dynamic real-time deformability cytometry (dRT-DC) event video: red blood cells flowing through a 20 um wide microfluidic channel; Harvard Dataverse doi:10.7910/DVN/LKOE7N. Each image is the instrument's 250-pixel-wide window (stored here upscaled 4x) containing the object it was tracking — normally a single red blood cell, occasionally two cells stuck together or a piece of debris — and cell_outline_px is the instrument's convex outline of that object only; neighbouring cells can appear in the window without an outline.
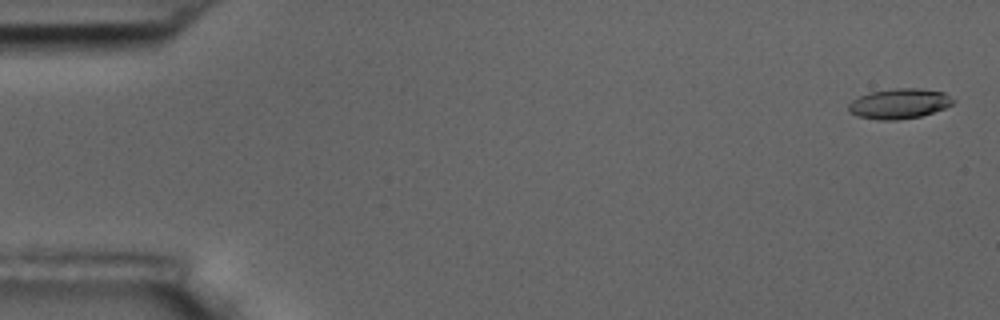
{"species": "common noctule bat (a hibernating species)", "species_latin": "Nyctalus noctula", "temperature_condition": "room temperature", "stored_images_in_passage": 6, "camera_frame_rate_fps": 3000, "um_per_image_px": 0.085, "animal": {"sex": "male", "body_mass_g": 17.5, "forearm_length_mm": 52.3}, "frame": {"image": 1, "passage_image": 1, "time_ms": 0.0, "image_size_px": [1000, 320], "cell_outline_px": [[956, 100], [952, 104], [944, 108], [920, 116], [896, 120], [876, 120], [856, 116], [848, 112], [848, 104], [852, 100], [860, 96], [872, 92], [896, 88], [920, 88], [944, 92]], "centroid_in_image_um": [76.42, 8.81], "position_along_channel_um": 8.6, "area_um2": 18.38}}
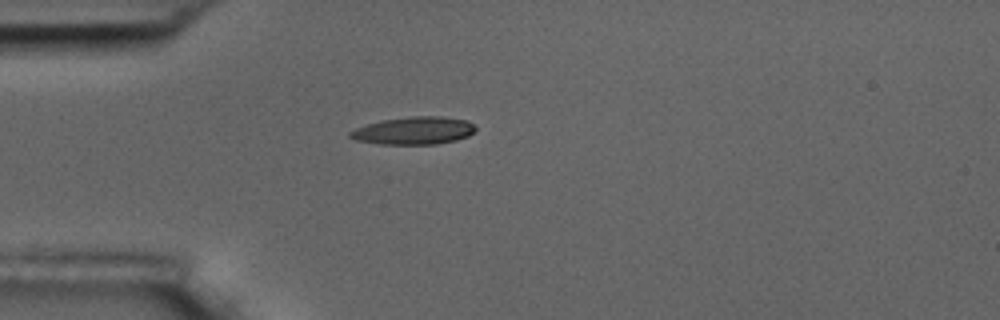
{"frame": {"image": 2, "passage_image": 5, "time_ms": 4.667, "image_size_px": [1000, 320], "cell_outline_px": [[476, 128], [468, 136], [456, 140], [436, 144], [380, 144], [356, 140], [348, 136], [348, 132], [356, 128], [380, 120], [412, 116], [444, 116], [468, 120]], "centroid_in_image_um": [35.17, 11.1], "position_along_channel_um": 49.8, "area_um2": 20.23}}